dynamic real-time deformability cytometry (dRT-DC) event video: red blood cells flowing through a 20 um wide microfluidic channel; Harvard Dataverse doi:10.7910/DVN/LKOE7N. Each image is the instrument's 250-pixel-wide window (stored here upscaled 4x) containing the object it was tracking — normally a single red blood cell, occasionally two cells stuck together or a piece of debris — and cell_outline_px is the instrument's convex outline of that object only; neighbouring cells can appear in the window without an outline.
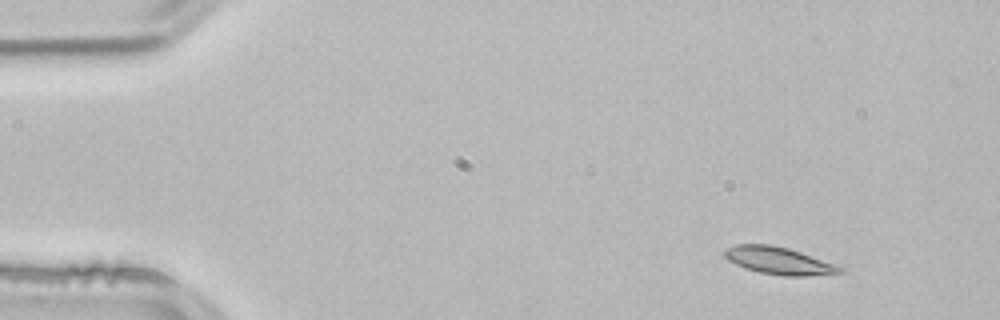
{"species": "common noctule bat (a hibernating species)", "species_latin": "Nyctalus noctula", "temperature_condition": "room temperature", "stored_images_in_passage": 3, "camera_frame_rate_fps": 3000, "um_per_image_px": 0.085, "animal": {"sex": "male", "body_mass_g": 21.5, "forearm_length_mm": 52.0}, "frame": {"image": 1, "passage_image": 1, "time_ms": 0.0, "image_size_px": [1000, 320], "cell_outline_px": [[844, 272], [804, 276], [784, 276], [760, 272], [744, 268], [728, 260], [724, 256], [724, 248], [736, 244], [768, 244], [788, 248], [840, 264], [844, 268]], "centroid_in_image_um": [66.24, 22.15], "position_along_channel_um": 18.8, "area_um2": 18.61}}